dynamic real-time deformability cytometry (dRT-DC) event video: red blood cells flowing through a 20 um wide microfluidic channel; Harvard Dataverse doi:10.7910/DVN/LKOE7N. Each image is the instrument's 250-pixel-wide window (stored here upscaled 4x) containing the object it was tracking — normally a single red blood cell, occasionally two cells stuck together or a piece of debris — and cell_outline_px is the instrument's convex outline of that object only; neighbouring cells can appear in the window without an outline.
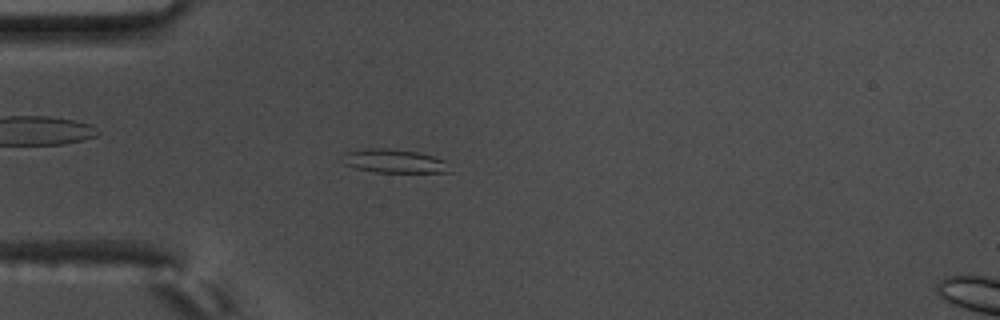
{"species": "common noctule bat (a hibernating species)", "species_latin": "Nyctalus noctula", "temperature_condition": "warm", "stored_images_in_passage": 48, "camera_frame_rate_fps": 3000, "um_per_image_px": 0.085, "animal": {"sex": "male", "body_mass_g": 17.5, "forearm_length_mm": 52.3}, "frame": {"image": 1, "passage_image": 7, "time_ms": 2.0, "image_size_px": [1000, 320], "cell_outline_px": [[452, 172], [372, 172], [356, 168], [344, 164], [340, 156], [344, 152], [364, 148], [384, 148], [416, 152], [432, 156], [444, 160]], "centroid_in_image_um": [33.42, 13.69], "position_along_channel_um": 51.6, "area_um2": 14.8}}
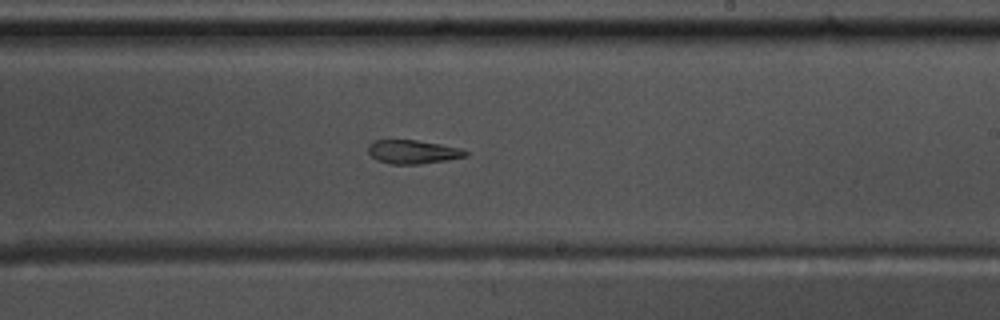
{"frame": {"image": 2, "passage_image": 25, "time_ms": 8.0, "image_size_px": [1000, 320], "cell_outline_px": [[468, 156], [448, 160], [420, 164], [388, 164], [376, 160], [368, 152], [368, 144], [372, 140], [416, 140], [440, 144], [460, 148], [468, 152]], "centroid_in_image_um": [35.07, 12.91], "position_along_channel_um": 253.9, "area_um2": 13.58}}
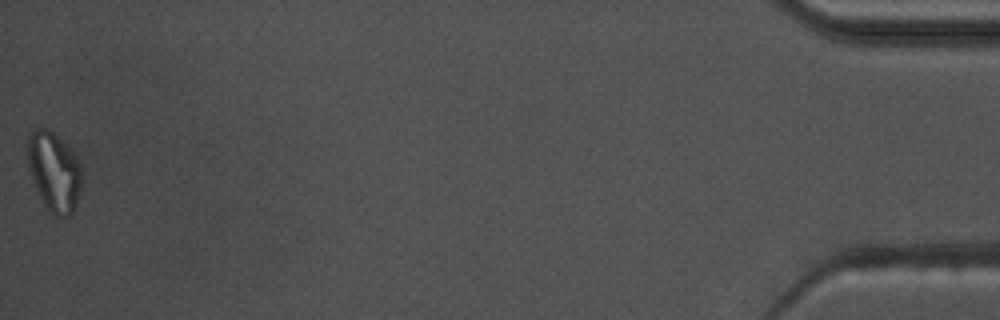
{"frame": {"image": 3, "passage_image": 48, "time_ms": 15.667, "image_size_px": [1000, 320], "cell_outline_px": [[80, 192], [76, 204], [72, 212], [68, 216], [56, 216], [44, 208], [36, 192], [28, 168], [28, 136], [36, 128], [48, 128], [72, 152], [80, 168]], "centroid_in_image_um": [4.55, 14.64], "position_along_channel_um": 430.7, "area_um2": 24.74}, "authors_computed_cell_mechanics": {"area_um2": 14.6523, "velocity_mm_per_s": 3.576, "shape_relaxation_time_tau1_ms": null, "shape_relaxation_time_tau2_ms": 5.3072, "deformation_change_tau1": null, "deformation_change_tau2": 0.1195}}